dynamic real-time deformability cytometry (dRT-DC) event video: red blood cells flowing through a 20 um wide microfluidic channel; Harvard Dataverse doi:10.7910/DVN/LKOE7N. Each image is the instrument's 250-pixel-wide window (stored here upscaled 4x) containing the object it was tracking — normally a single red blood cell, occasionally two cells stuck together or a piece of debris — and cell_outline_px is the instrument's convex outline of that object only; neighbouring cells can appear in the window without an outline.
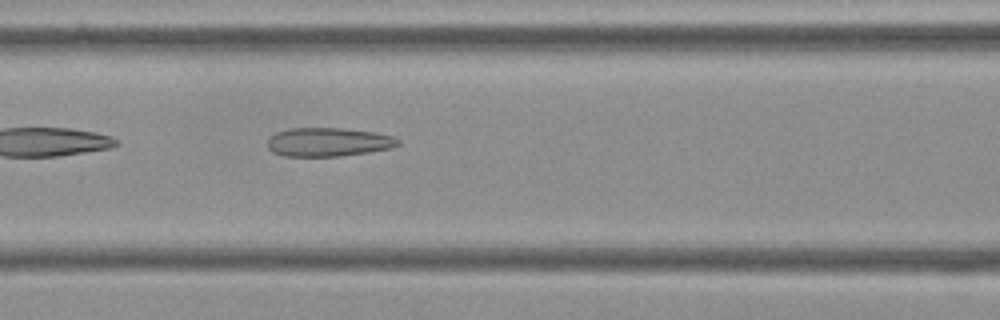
{"species": "Egyptian fruit bat (a non-hibernating species)", "species_latin": "Rousettus aegyptiacus", "temperature_condition": "cold", "stored_images_in_passage": 5, "segment_of_instrument_passage": [1, 2], "camera_frame_rate_fps": 3000, "um_per_image_px": 0.085, "frame": {"image": 1, "passage_image": 4, "time_ms": 1.0, "image_size_px": [1000, 320], "cell_outline_px": [[400, 144], [388, 148], [368, 152], [340, 156], [284, 156], [272, 152], [268, 148], [268, 136], [276, 132], [292, 128], [344, 128], [376, 132], [392, 136], [400, 140]], "centroid_in_image_um": [27.88, 12.07], "position_along_channel_um": 138.7, "area_um2": 21.91}}